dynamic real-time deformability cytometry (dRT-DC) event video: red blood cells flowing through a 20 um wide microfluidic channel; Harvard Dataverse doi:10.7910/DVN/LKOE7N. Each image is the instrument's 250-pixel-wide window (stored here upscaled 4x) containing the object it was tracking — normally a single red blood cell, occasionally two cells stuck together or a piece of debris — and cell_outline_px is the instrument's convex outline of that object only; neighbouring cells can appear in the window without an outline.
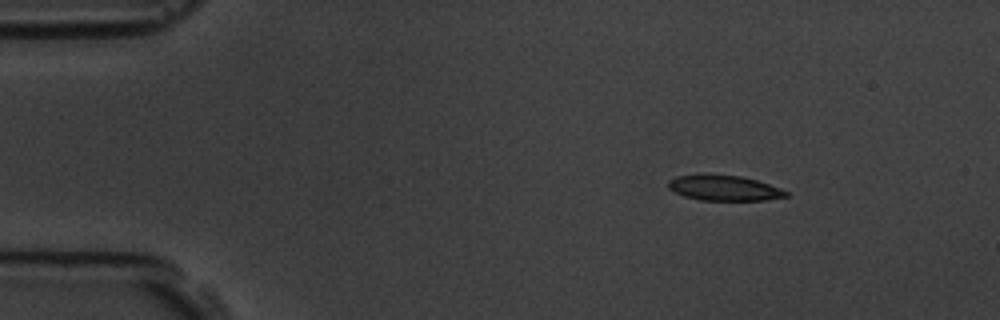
{"species": "common noctule bat (a hibernating species)", "species_latin": "Nyctalus noctula", "temperature_condition": "room temperature", "stored_images_in_passage": 7, "camera_frame_rate_fps": 3000, "um_per_image_px": 0.085, "animal": {"sex": "male", "body_mass_g": 19.5, "forearm_length_mm": 54.6}, "frame": {"image": 1, "passage_image": 1, "time_ms": 0.0, "image_size_px": [1000, 320], "cell_outline_px": [[788, 196], [764, 200], [700, 200], [684, 196], [668, 188], [668, 180], [676, 176], [740, 176], [756, 180], [780, 188], [788, 192]], "centroid_in_image_um": [61.57, 16.01], "position_along_channel_um": 23.4, "area_um2": 16.76}}
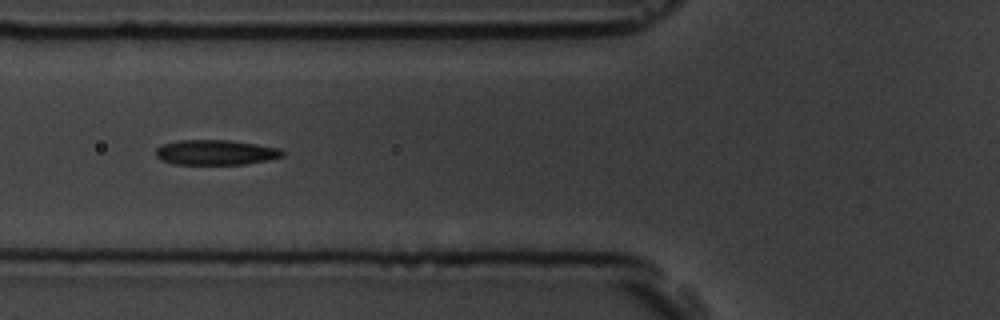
{"frame": {"image": 2, "passage_image": 5, "time_ms": 4.333, "image_size_px": [1000, 320], "cell_outline_px": [[284, 156], [268, 160], [244, 164], [172, 164], [160, 160], [156, 156], [156, 148], [160, 144], [180, 140], [228, 140], [256, 144], [280, 148], [284, 152]], "centroid_in_image_um": [18.3, 12.95], "position_along_channel_um": 107.5, "area_um2": 18.61}}
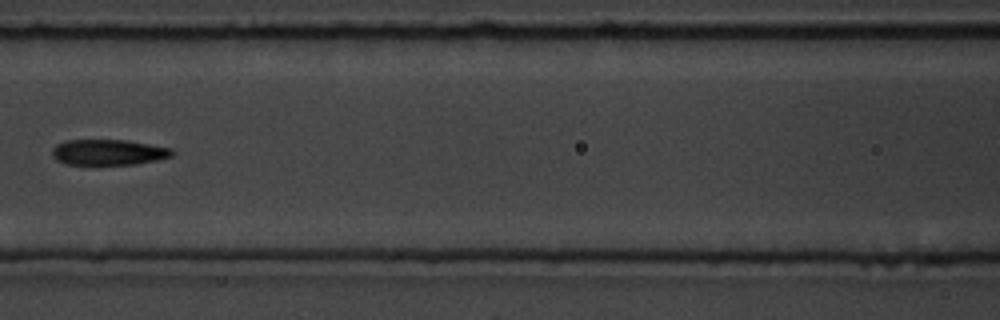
{"frame": {"image": 3, "passage_image": 6, "time_ms": 5.667, "image_size_px": [1000, 320], "cell_outline_px": [[176, 152], [172, 156], [156, 160], [136, 164], [64, 164], [56, 160], [52, 156], [52, 148], [56, 144], [68, 140], [124, 140], [172, 148]], "centroid_in_image_um": [9.21, 12.94], "position_along_channel_um": 157.4, "area_um2": 17.92}}